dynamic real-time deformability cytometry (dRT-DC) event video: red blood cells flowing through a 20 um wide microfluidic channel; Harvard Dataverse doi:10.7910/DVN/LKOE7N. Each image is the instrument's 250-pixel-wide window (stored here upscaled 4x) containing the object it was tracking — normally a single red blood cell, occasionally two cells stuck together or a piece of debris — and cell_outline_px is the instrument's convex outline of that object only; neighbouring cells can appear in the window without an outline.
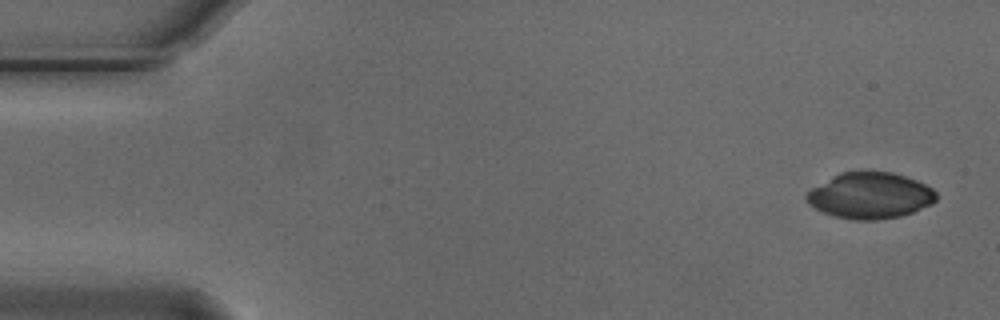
{"species": "Egyptian fruit bat (a non-hibernating species)", "species_latin": "Rousettus aegyptiacus", "temperature_condition": "cold", "stored_images_in_passage": 4, "camera_frame_rate_fps": 3000, "um_per_image_px": 0.085, "animal": {"sex": "male"}, "frame": {"image": 1, "passage_image": 1, "time_ms": 0.0, "image_size_px": [1000, 320], "cell_outline_px": [[936, 200], [932, 204], [912, 212], [900, 216], [876, 220], [852, 220], [836, 216], [824, 212], [808, 204], [804, 196], [812, 188], [832, 176], [840, 172], [892, 172], [916, 180], [932, 188], [936, 192]], "centroid_in_image_um": [73.95, 16.63], "position_along_channel_um": 11.0, "area_um2": 34.62}}